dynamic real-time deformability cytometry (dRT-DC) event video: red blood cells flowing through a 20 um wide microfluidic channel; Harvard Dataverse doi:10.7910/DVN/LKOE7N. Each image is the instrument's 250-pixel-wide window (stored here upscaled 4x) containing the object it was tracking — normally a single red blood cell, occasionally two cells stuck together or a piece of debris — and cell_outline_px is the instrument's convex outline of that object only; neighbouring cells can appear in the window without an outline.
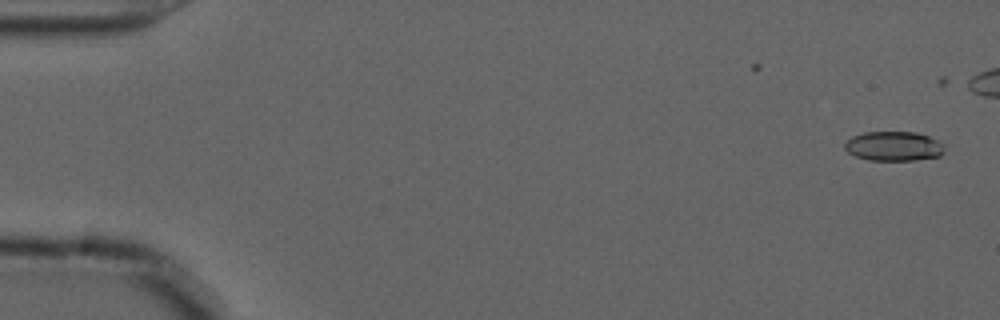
{"species": "common noctule bat (a hibernating species)", "species_latin": "Nyctalus noctula", "temperature_condition": "cold", "stored_images_in_passage": 20, "camera_frame_rate_fps": 3000, "um_per_image_px": 0.085, "animal": {"sex": "male", "forearm_length_mm": 52.5}, "frame": {"image": 1, "passage_image": 1, "time_ms": 0.0, "image_size_px": [1000, 320], "cell_outline_px": [[944, 152], [940, 156], [912, 160], [868, 160], [856, 156], [848, 152], [844, 148], [844, 144], [852, 136], [864, 132], [916, 132], [928, 136], [944, 144]], "centroid_in_image_um": [75.96, 12.42], "position_along_channel_um": 9.0, "area_um2": 17.11}}
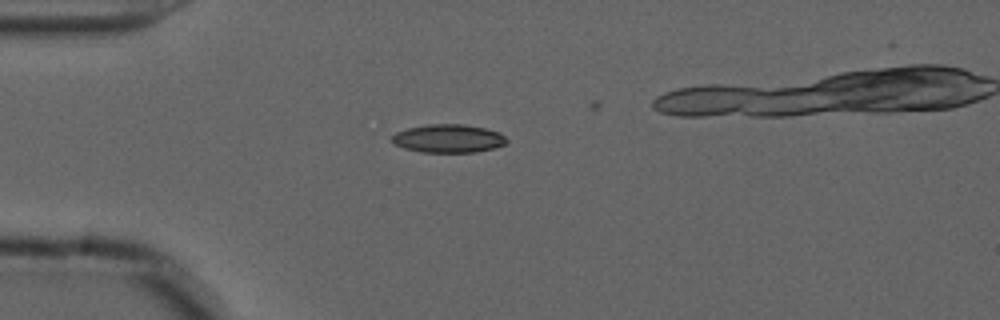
{"frame": {"image": 2, "passage_image": 14, "time_ms": 4.333, "image_size_px": [1000, 320], "cell_outline_px": [[508, 140], [504, 144], [492, 148], [476, 152], [420, 152], [404, 148], [396, 144], [392, 140], [392, 136], [396, 132], [408, 128], [428, 124], [464, 124], [484, 128], [500, 132]], "centroid_in_image_um": [38.11, 11.77], "position_along_channel_um": 46.9, "area_um2": 18.79}}
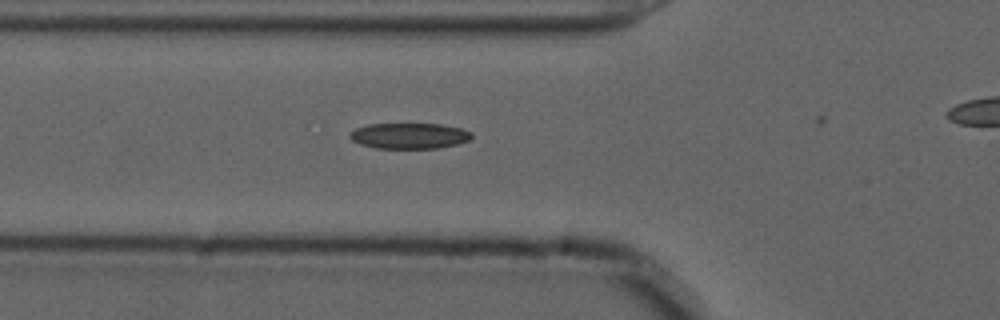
{"frame": {"image": 3, "passage_image": 19, "time_ms": 6.0, "image_size_px": [1000, 320], "cell_outline_px": [[472, 140], [456, 144], [436, 148], [376, 148], [360, 144], [352, 140], [348, 136], [348, 132], [356, 128], [368, 124], [440, 124], [460, 128], [472, 132]], "centroid_in_image_um": [34.78, 11.54], "position_along_channel_um": 91.0, "area_um2": 18.32}}